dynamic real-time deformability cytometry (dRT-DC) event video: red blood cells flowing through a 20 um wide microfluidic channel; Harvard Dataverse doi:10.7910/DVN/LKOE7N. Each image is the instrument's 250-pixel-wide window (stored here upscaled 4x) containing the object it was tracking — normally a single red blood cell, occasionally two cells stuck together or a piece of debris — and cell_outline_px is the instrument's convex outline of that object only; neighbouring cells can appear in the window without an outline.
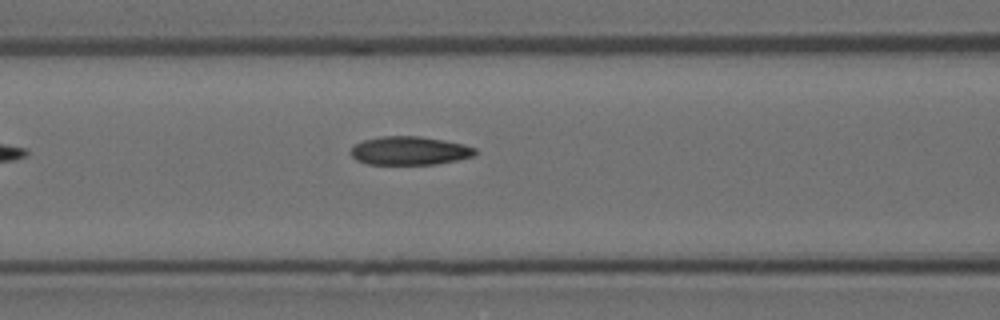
{"species": "Egyptian fruit bat (a non-hibernating species)", "species_latin": "Rousettus aegyptiacus", "temperature_condition": "room temperature", "stored_images_in_passage": 7, "camera_frame_rate_fps": 3000, "um_per_image_px": 0.085, "animal": {"sex": "female"}, "frame": {"image": 1, "passage_image": 7, "time_ms": 2.0, "image_size_px": [1000, 320], "cell_outline_px": [[476, 152], [472, 156], [456, 160], [436, 164], [368, 164], [356, 160], [348, 152], [356, 144], [364, 140], [380, 136], [420, 136], [444, 140], [464, 144], [476, 148]], "centroid_in_image_um": [34.79, 12.8], "position_along_channel_um": 131.8, "area_um2": 20.63}}